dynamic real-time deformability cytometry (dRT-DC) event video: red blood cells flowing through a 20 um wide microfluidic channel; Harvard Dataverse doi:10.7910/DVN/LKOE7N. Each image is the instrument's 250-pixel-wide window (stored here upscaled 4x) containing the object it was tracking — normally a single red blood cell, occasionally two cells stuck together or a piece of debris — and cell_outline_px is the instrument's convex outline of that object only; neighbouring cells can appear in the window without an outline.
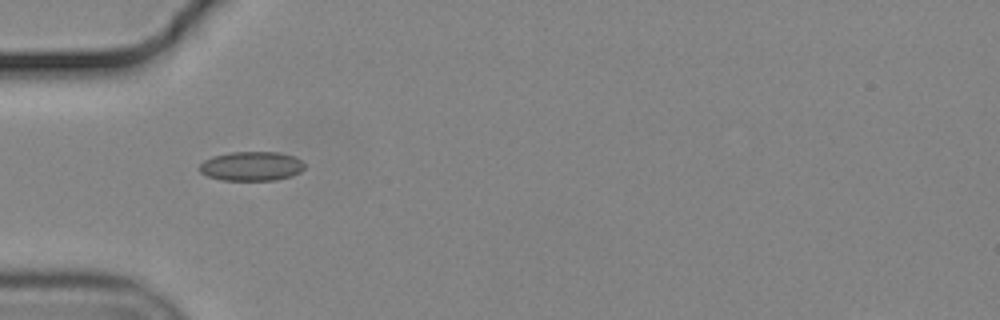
{"species": "common noctule bat (a hibernating species)", "species_latin": "Nyctalus noctula", "temperature_condition": "cold", "stored_images_in_passage": 34, "camera_frame_rate_fps": 3000, "um_per_image_px": 0.085, "animal": {"sex": "male", "body_mass_g": 19.2, "forearm_length_mm": 51.8}, "frame": {"image": 1, "passage_image": 1, "time_ms": 0.0, "image_size_px": [1000, 320], "cell_outline_px": [[304, 168], [300, 172], [276, 180], [224, 180], [208, 176], [200, 172], [200, 164], [204, 160], [212, 156], [232, 152], [280, 152], [292, 156], [300, 160], [304, 164]], "centroid_in_image_um": [21.36, 14.12], "position_along_channel_um": 63.6, "area_um2": 17.74}}
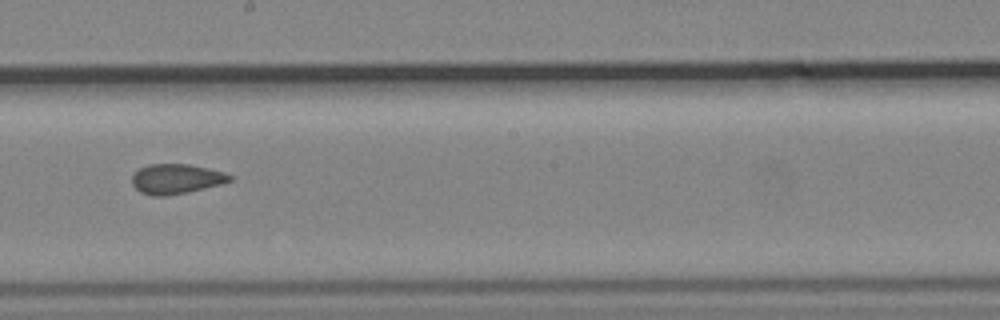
{"frame": {"image": 2, "passage_image": 15, "time_ms": 4.667, "image_size_px": [1000, 320], "cell_outline_px": [[232, 180], [220, 184], [188, 192], [164, 196], [152, 196], [140, 192], [132, 184], [132, 176], [140, 168], [148, 164], [188, 164], [208, 168], [224, 172], [232, 176]], "centroid_in_image_um": [14.96, 15.21], "position_along_channel_um": 233.2, "area_um2": 16.94}}
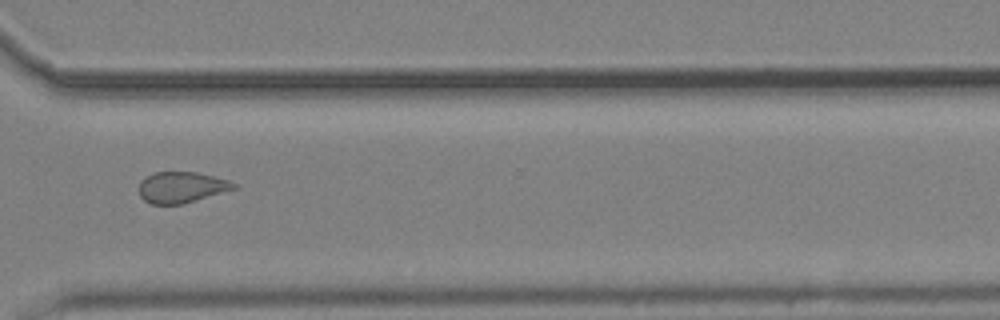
{"frame": {"image": 3, "passage_image": 25, "time_ms": 8.0, "image_size_px": [1000, 320], "cell_outline_px": [[236, 188], [196, 200], [180, 204], [152, 204], [144, 200], [140, 196], [140, 180], [152, 172], [196, 172], [228, 180], [236, 184]], "centroid_in_image_um": [15.39, 15.91], "position_along_channel_um": 355.2, "area_um2": 16.94}, "authors_computed_cell_mechanics": {"area_um2": 17.2244, "velocity_mm_per_s": 3.6679, "shape_relaxation_time_tau1_ms": null, "shape_relaxation_time_tau2_ms": 2.3832, "deformation_change_tau1": null, "deformation_change_tau2": 0.0752}}